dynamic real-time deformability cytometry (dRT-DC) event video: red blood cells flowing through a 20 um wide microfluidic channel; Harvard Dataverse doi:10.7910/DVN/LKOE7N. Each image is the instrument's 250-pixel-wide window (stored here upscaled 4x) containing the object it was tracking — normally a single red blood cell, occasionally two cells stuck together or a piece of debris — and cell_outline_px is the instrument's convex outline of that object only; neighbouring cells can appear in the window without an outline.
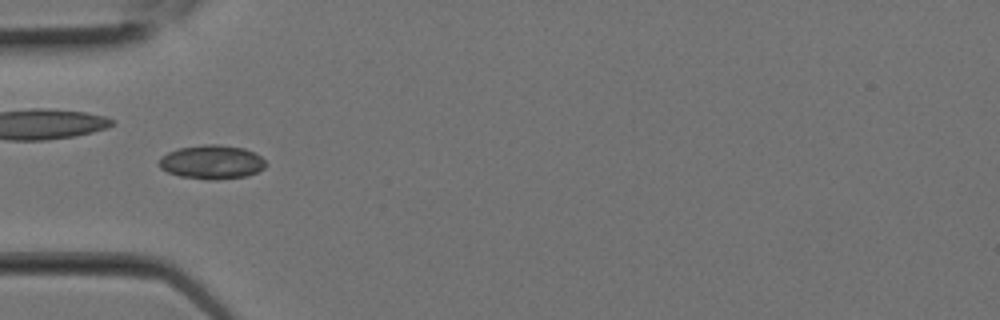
{"species": "Egyptian fruit bat (a non-hibernating species)", "species_latin": "Rousettus aegyptiacus", "temperature_condition": "room temperature", "stored_images_in_passage": 8, "camera_frame_rate_fps": 3000, "um_per_image_px": 0.085, "animal": {"sex": "female"}, "frame": {"image": 1, "passage_image": 7, "time_ms": 2.0, "image_size_px": [1000, 320], "cell_outline_px": [[268, 164], [264, 168], [256, 172], [244, 176], [216, 180], [208, 180], [180, 176], [168, 172], [160, 168], [160, 156], [168, 152], [180, 148], [204, 144], [220, 144], [244, 148], [260, 156]], "centroid_in_image_um": [18.0, 13.77], "position_along_channel_um": 67.0, "area_um2": 21.04}}